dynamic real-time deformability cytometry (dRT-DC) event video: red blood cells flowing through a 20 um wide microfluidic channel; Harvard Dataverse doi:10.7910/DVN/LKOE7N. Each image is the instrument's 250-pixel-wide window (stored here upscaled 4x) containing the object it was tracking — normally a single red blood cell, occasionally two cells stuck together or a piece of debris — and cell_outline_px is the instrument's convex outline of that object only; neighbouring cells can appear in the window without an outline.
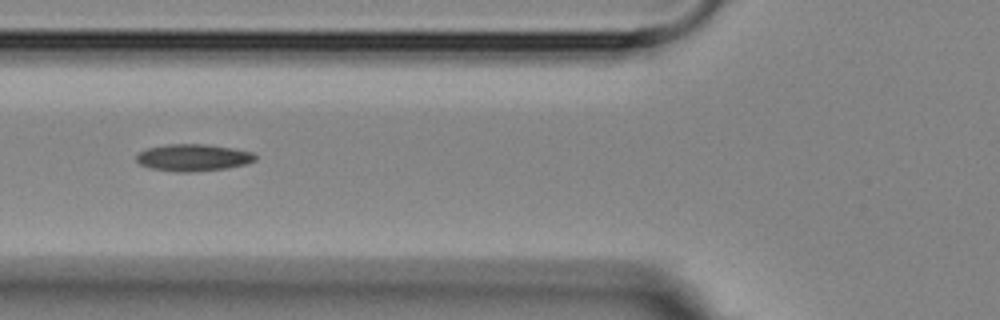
{"species": "Egyptian fruit bat (a non-hibernating species)", "species_latin": "Rousettus aegyptiacus", "temperature_condition": "room temperature", "stored_images_in_passage": 13, "camera_frame_rate_fps": 3000, "um_per_image_px": 0.085, "animal": {"sex": "female"}, "frame": {"image": 1, "passage_image": 4, "time_ms": 4.333, "image_size_px": [1000, 320], "cell_outline_px": [[256, 160], [244, 164], [224, 168], [188, 172], [176, 172], [152, 168], [140, 164], [136, 160], [136, 152], [144, 148], [168, 144], [204, 144], [232, 148], [252, 152], [256, 156]], "centroid_in_image_um": [16.35, 13.38], "position_along_channel_um": 109.4, "area_um2": 18.61}}
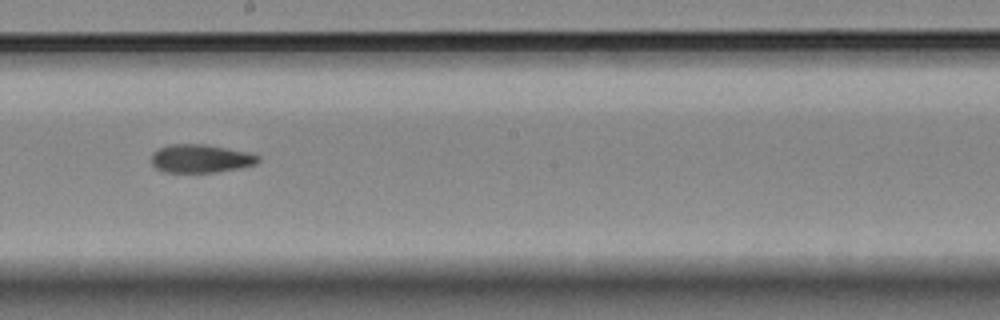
{"frame": {"image": 2, "passage_image": 7, "time_ms": 7.667, "image_size_px": [1000, 320], "cell_outline_px": [[260, 160], [256, 164], [240, 168], [216, 172], [164, 172], [156, 168], [152, 164], [152, 152], [156, 148], [168, 144], [204, 144], [244, 152], [260, 156]], "centroid_in_image_um": [17.0, 13.48], "position_along_channel_um": 231.2, "area_um2": 17.57}}
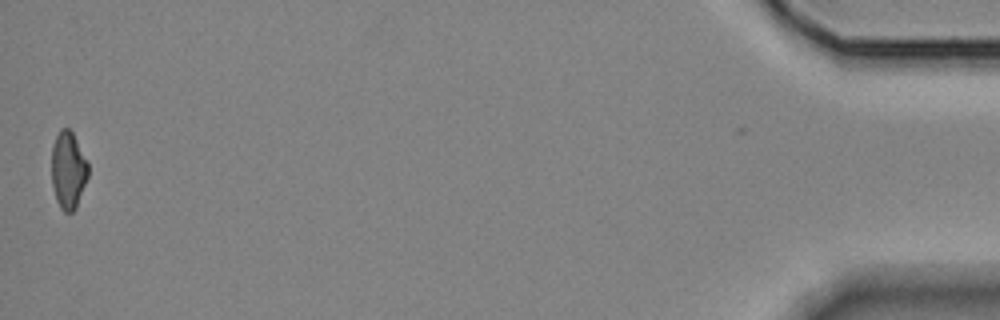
{"frame": {"image": 3, "passage_image": 13, "time_ms": 15.667, "image_size_px": [1000, 320], "cell_outline_px": [[88, 176], [76, 208], [72, 212], [64, 212], [60, 208], [56, 200], [52, 184], [52, 148], [56, 136], [60, 128], [68, 128], [72, 132], [88, 164]], "centroid_in_image_um": [5.79, 14.48], "position_along_channel_um": 429.4, "area_um2": 16.3}, "authors_computed_cell_mechanics": {"area_um2": 17.8602, "velocity_mm_per_s": 3.6518, "shape_relaxation_time_tau1_ms": 9.9448, "shape_relaxation_time_tau2_ms": 2.1633, "deformation_change_tau1": 0.1742, "deformation_change_tau2": 0.072}}